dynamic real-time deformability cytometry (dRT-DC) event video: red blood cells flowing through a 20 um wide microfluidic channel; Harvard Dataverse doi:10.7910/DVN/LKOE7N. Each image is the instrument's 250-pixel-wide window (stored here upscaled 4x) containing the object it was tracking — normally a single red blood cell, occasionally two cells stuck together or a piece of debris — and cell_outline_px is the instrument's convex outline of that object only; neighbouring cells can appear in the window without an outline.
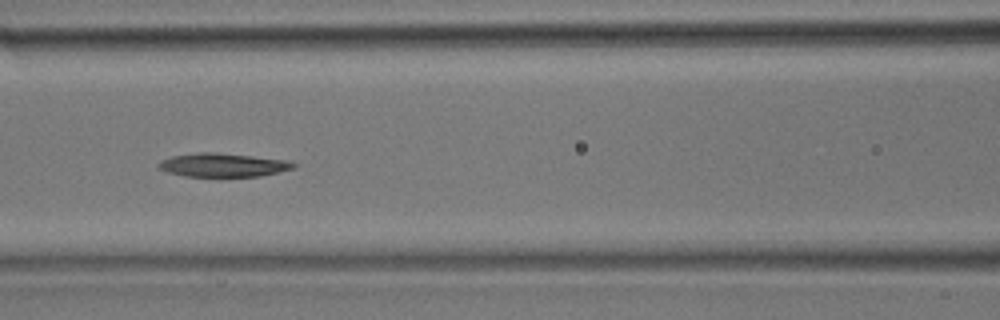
{"species": "common noctule bat (a hibernating species)", "species_latin": "Nyctalus noctula", "temperature_condition": "room temperature", "stored_images_in_passage": 38, "camera_frame_rate_fps": 3000, "um_per_image_px": 0.085, "animal": {"sex": "male", "body_mass_g": 17.9}, "frame": {"image": 1, "passage_image": 16, "time_ms": 5.0, "image_size_px": [1000, 320], "cell_outline_px": [[296, 164], [292, 168], [260, 176], [184, 176], [168, 172], [160, 168], [156, 164], [160, 160], [172, 156], [200, 152], [216, 152], [288, 160]], "centroid_in_image_um": [18.91, 14.02], "position_along_channel_um": 147.7, "area_um2": 18.32}}
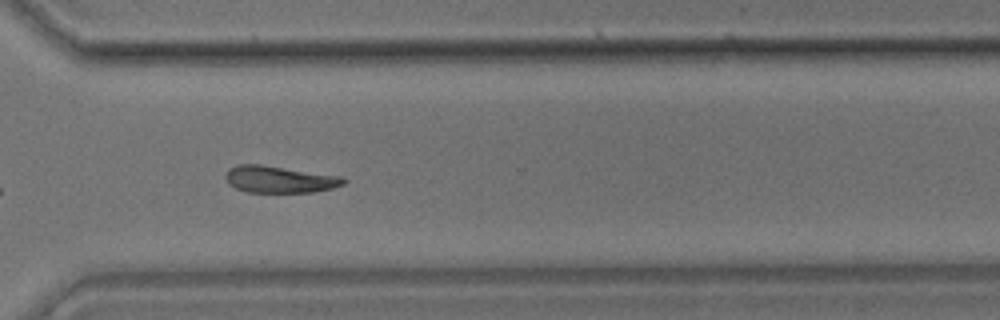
{"frame": {"image": 2, "passage_image": 27, "time_ms": 8.667, "image_size_px": [1000, 320], "cell_outline_px": [[348, 180], [344, 184], [332, 188], [312, 192], [248, 192], [236, 188], [228, 184], [224, 176], [228, 168], [240, 164], [260, 164], [344, 176]], "centroid_in_image_um": [23.77, 15.24], "position_along_channel_um": 346.8, "area_um2": 18.67}}